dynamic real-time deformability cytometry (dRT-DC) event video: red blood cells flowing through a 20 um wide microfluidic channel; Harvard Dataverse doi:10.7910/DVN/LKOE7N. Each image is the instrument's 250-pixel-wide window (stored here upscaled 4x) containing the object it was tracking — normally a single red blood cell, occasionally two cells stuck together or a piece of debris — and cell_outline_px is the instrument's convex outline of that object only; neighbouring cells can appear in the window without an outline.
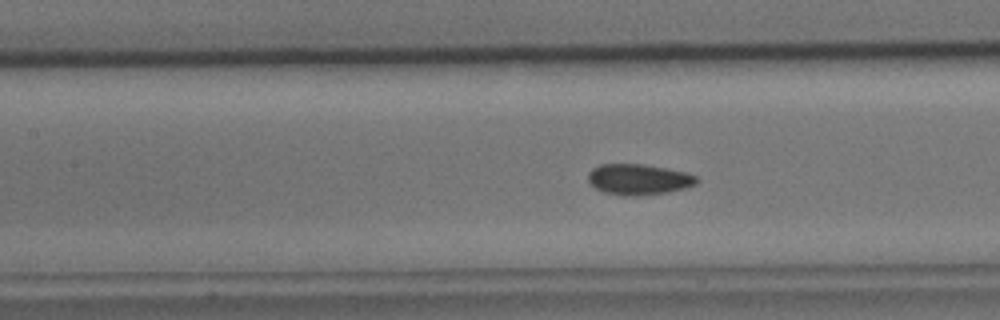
{"species": "common noctule bat (a hibernating species)", "species_latin": "Nyctalus noctula", "temperature_condition": "cold", "stored_images_in_passage": 33, "camera_frame_rate_fps": 3000, "um_per_image_px": 0.085, "animal": {"sex": "male", "body_mass_g": 15.6}, "frame": {"image": 1, "passage_image": 13, "time_ms": 4.0, "image_size_px": [1000, 320], "cell_outline_px": [[700, 180], [696, 184], [684, 188], [668, 192], [632, 196], [624, 196], [604, 192], [596, 188], [588, 180], [588, 172], [592, 168], [600, 164], [644, 164], [684, 172], [696, 176]], "centroid_in_image_um": [54.27, 15.24], "position_along_channel_um": 153.1, "area_um2": 19.36}}
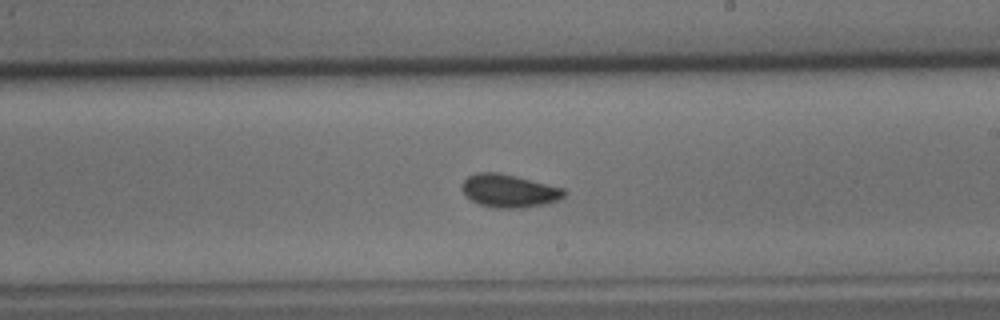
{"frame": {"image": 2, "passage_image": 21, "time_ms": 6.667, "image_size_px": [1000, 320], "cell_outline_px": [[568, 192], [560, 200], [544, 204], [520, 208], [496, 208], [480, 204], [472, 200], [460, 188], [460, 184], [468, 176], [476, 172], [500, 172], [564, 188]], "centroid_in_image_um": [43.28, 16.21], "position_along_channel_um": 245.7, "area_um2": 19.77}}
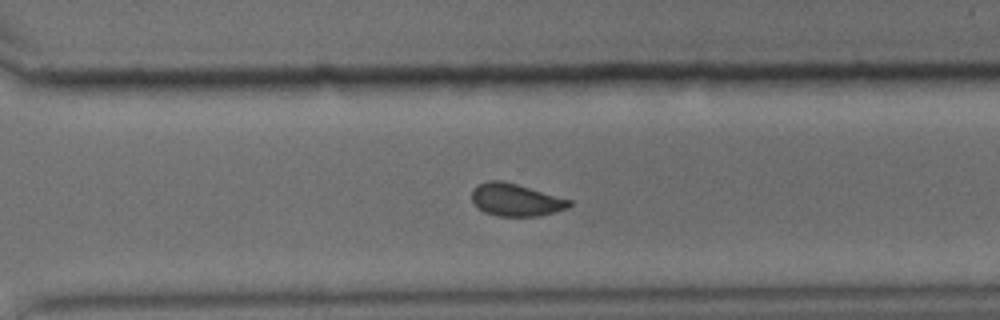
{"frame": {"image": 3, "passage_image": 28, "time_ms": 9.0, "image_size_px": [1000, 320], "cell_outline_px": [[572, 204], [568, 208], [536, 216], [496, 216], [484, 212], [472, 200], [472, 192], [480, 184], [488, 180], [500, 180], [516, 184], [572, 200]], "centroid_in_image_um": [43.85, 16.99], "position_along_channel_um": 326.7, "area_um2": 18.09}}